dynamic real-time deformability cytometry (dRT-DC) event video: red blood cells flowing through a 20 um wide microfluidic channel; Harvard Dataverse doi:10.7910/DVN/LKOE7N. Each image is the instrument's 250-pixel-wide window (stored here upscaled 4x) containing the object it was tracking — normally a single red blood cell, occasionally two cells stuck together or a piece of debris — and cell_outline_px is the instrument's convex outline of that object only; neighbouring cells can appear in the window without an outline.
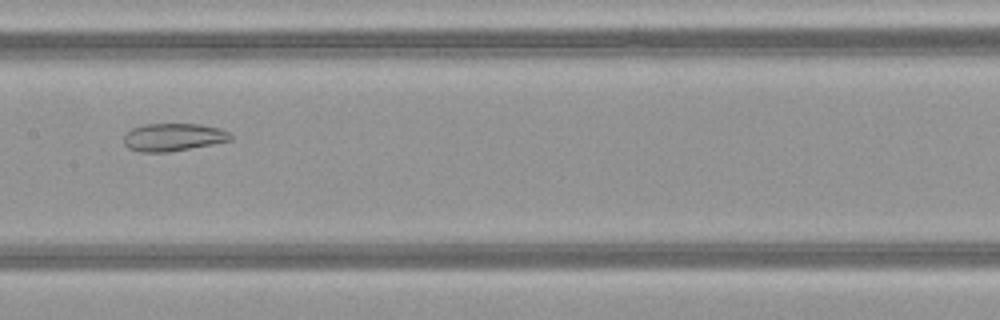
{"species": "common noctule bat (a hibernating species)", "species_latin": "Nyctalus noctula", "temperature_condition": "warm", "stored_images_in_passage": 50, "camera_frame_rate_fps": 3000, "um_per_image_px": 0.085, "animal": {"sex": "female", "body_mass_g": 21.9}, "frame": {"image": 1, "passage_image": 26, "time_ms": 8.333, "image_size_px": [1000, 320], "cell_outline_px": [[232, 140], [212, 144], [168, 152], [140, 152], [128, 148], [124, 144], [124, 132], [132, 128], [144, 124], [200, 124], [220, 128], [228, 132], [232, 136]], "centroid_in_image_um": [14.7, 11.65], "position_along_channel_um": 192.7, "area_um2": 17.34}}
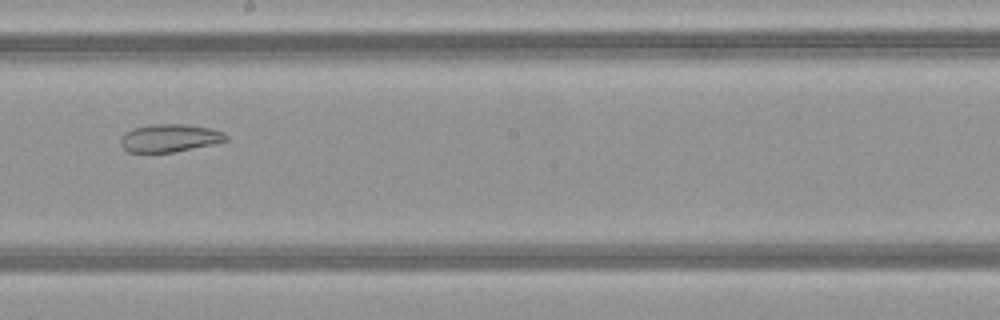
{"frame": {"image": 2, "passage_image": 29, "time_ms": 9.333, "image_size_px": [1000, 320], "cell_outline_px": [[228, 140], [212, 144], [172, 152], [128, 152], [120, 144], [120, 140], [124, 132], [132, 128], [152, 124], [184, 124], [212, 128], [224, 132], [228, 136]], "centroid_in_image_um": [14.41, 11.72], "position_along_channel_um": 233.8, "area_um2": 17.11}}
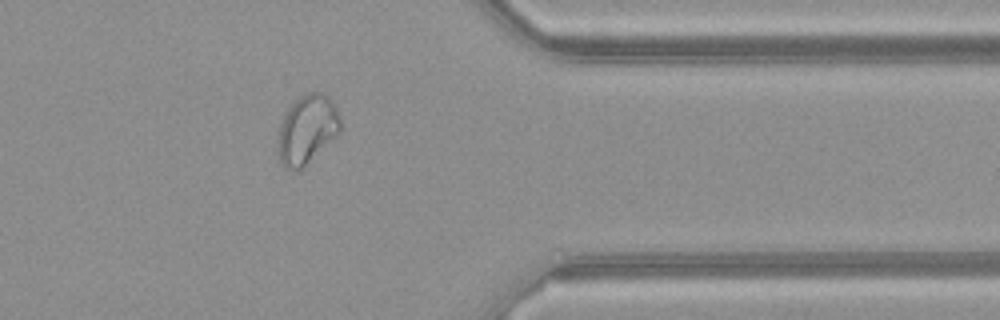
{"frame": {"image": 3, "passage_image": 41, "time_ms": 13.333, "image_size_px": [1000, 320], "cell_outline_px": [[340, 132], [304, 168], [284, 168], [280, 164], [276, 136], [284, 112], [300, 96], [308, 92], [320, 92], [328, 96], [336, 104], [340, 116]], "centroid_in_image_um": [26.09, 10.99], "position_along_channel_um": 385.3, "area_um2": 25.43}, "authors_computed_cell_mechanics": {"area_um2": 26.6458, "velocity_mm_per_s": 4.1345, "shape_relaxation_time_tau1_ms": null, "shape_relaxation_time_tau2_ms": 2.9527, "deformation_change_tau1": null, "deformation_change_tau2": 0.0973}}